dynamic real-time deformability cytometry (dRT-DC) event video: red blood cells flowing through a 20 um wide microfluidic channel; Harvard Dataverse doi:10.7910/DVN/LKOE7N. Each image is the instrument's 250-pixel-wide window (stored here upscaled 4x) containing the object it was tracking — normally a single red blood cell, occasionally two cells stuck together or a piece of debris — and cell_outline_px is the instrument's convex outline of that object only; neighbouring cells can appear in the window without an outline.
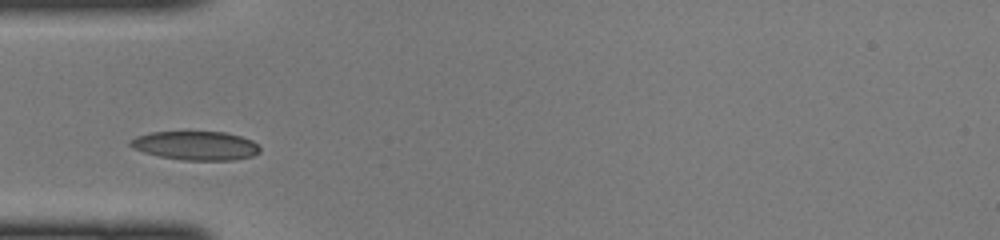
{"species": "common noctule bat (a hibernating species)", "species_latin": "Nyctalus noctula", "temperature_condition": "cold", "stored_images_in_passage": 35, "camera_frame_rate_fps": 3000, "um_per_image_px": 0.085, "animal": {"sex": "female", "body_mass_g": 22.0, "forearm_length_mm": 56.7}, "frame": {"image": 1, "passage_image": 5, "time_ms": 1.333, "image_size_px": [1000, 240], "cell_outline_px": [[260, 152], [252, 156], [236, 160], [180, 160], [160, 156], [144, 152], [132, 148], [128, 144], [128, 140], [136, 136], [152, 132], [184, 128], [224, 132], [240, 136], [252, 140], [260, 148]], "centroid_in_image_um": [16.58, 12.32], "position_along_channel_um": 68.4, "area_um2": 22.89}}
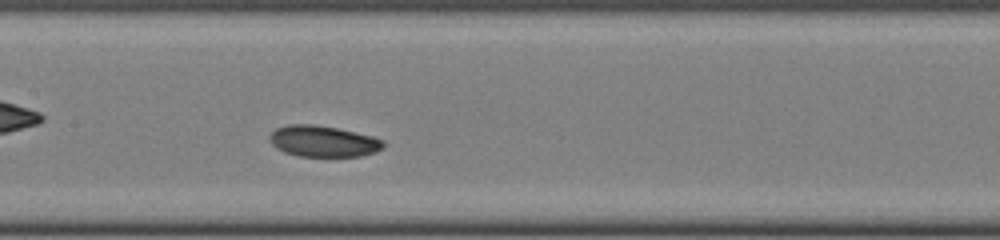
{"frame": {"image": 2, "passage_image": 13, "time_ms": 4.0, "image_size_px": [1000, 240], "cell_outline_px": [[384, 148], [376, 152], [360, 156], [300, 156], [284, 152], [276, 148], [272, 144], [268, 136], [276, 128], [288, 124], [316, 124], [336, 128], [372, 136], [384, 140]], "centroid_in_image_um": [27.47, 12.0], "position_along_channel_um": 179.9, "area_um2": 20.69}}
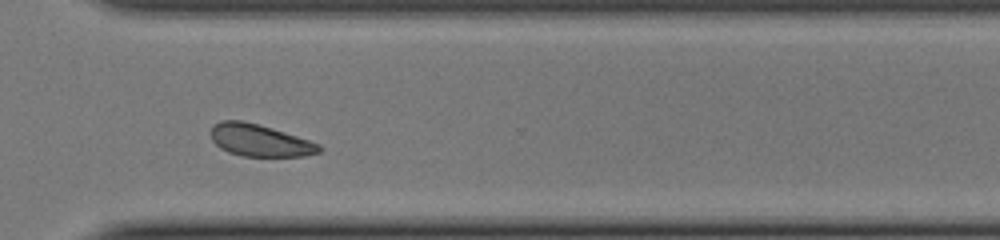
{"frame": {"image": 3, "passage_image": 25, "time_ms": 8.0, "image_size_px": [1000, 240], "cell_outline_px": [[324, 148], [320, 152], [304, 156], [240, 156], [228, 152], [220, 148], [208, 136], [208, 132], [212, 124], [220, 120], [240, 120], [272, 128], [320, 144]], "centroid_in_image_um": [22.01, 11.93], "position_along_channel_um": 348.6, "area_um2": 20.46}}